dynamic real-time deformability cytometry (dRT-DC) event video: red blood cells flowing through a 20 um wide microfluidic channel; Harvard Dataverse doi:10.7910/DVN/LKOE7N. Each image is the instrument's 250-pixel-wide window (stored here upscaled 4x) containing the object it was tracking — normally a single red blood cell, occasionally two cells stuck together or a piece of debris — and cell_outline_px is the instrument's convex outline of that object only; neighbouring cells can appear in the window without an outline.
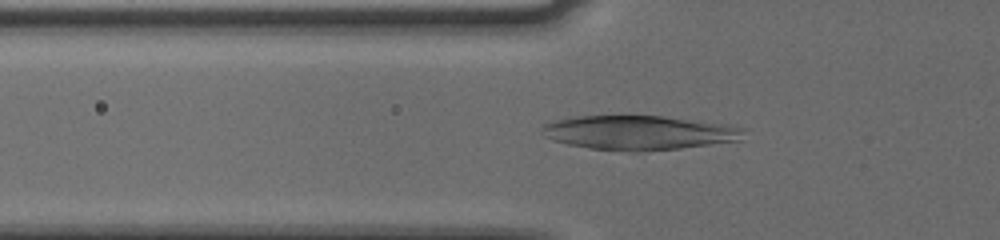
{"species": "human", "species_latin": "Homo sapiens", "temperature_condition": "cold", "stored_images_in_passage": 37, "camera_frame_rate_fps": 3000, "um_per_image_px": 0.085, "donor": {"sex": "male"}, "frame": {"image": 1, "passage_image": 2, "time_ms": 0.333, "image_size_px": [1000, 240], "cell_outline_px": [[744, 128], [740, 140], [680, 148], [636, 152], [628, 152], [592, 148], [568, 144], [552, 140], [544, 136], [540, 132], [540, 128], [544, 124], [552, 120], [568, 116], [664, 116], [724, 124]], "centroid_in_image_um": [54.21, 11.27], "position_along_channel_um": 71.6, "area_um2": 40.34}}
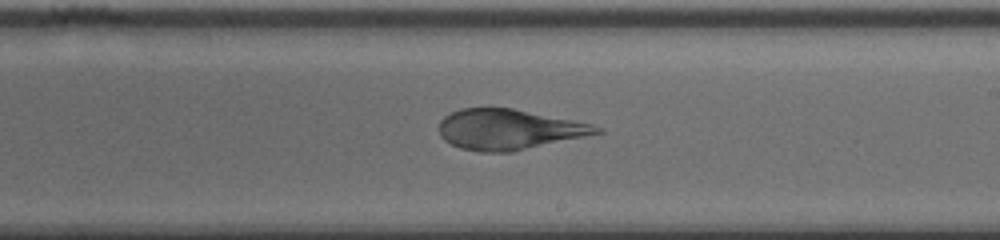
{"frame": {"image": 2, "passage_image": 16, "time_ms": 5.0, "image_size_px": [1000, 240], "cell_outline_px": [[604, 132], [512, 152], [480, 152], [460, 148], [444, 140], [440, 136], [440, 120], [444, 116], [460, 108], [512, 108], [592, 124], [604, 128]], "centroid_in_image_um": [43.24, 11.01], "position_along_channel_um": 245.8, "area_um2": 36.93}}
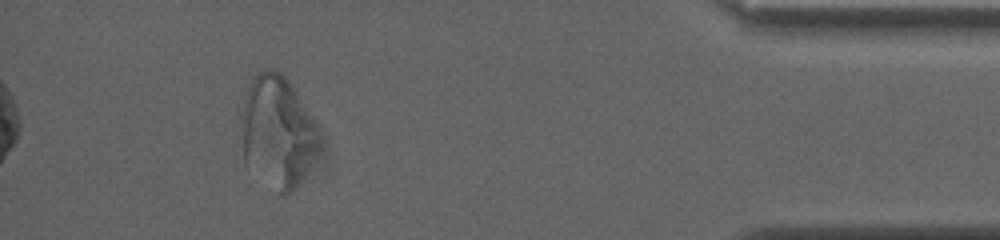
{"frame": {"image": 3, "passage_image": 33, "time_ms": 10.667, "image_size_px": [1000, 240], "cell_outline_px": [[324, 148], [300, 184], [292, 192], [284, 196], [280, 196], [244, 164], [240, 120], [240, 116], [244, 100], [248, 88], [256, 72], [264, 68], [272, 68], [280, 72], [288, 80], [316, 116], [324, 128]], "centroid_in_image_um": [23.71, 11.24], "position_along_channel_um": 411.5, "area_um2": 53.7}, "authors_computed_cell_mechanics": {"area_um2": 40.3444, "velocity_mm_per_s": 3.7445, "shape_relaxation_time_tau1_ms": 9.2153, "shape_relaxation_time_tau2_ms": 1.1452, "deformation_change_tau1": 0.2645, "deformation_change_tau2": 0.0594}}